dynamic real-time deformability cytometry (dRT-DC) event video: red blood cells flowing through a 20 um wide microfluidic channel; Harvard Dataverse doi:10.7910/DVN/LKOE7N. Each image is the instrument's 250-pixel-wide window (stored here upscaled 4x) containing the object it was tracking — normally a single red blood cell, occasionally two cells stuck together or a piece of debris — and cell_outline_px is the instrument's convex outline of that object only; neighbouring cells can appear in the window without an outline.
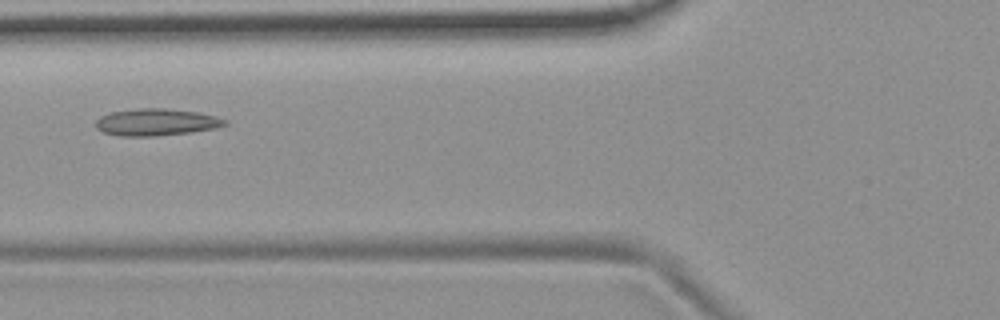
{"species": "common noctule bat (a hibernating species)", "species_latin": "Nyctalus noctula", "temperature_condition": "room temperature", "stored_images_in_passage": 51, "camera_frame_rate_fps": 3000, "um_per_image_px": 0.085, "animal": {"sex": "female", "body_mass_g": 19.9}, "frame": {"image": 1, "passage_image": 18, "time_ms": 5.667, "image_size_px": [1000, 320], "cell_outline_px": [[228, 124], [216, 128], [192, 132], [156, 136], [120, 136], [104, 132], [96, 128], [96, 120], [100, 116], [112, 112], [140, 108], [164, 108], [196, 112], [216, 116], [228, 120]], "centroid_in_image_um": [13.31, 10.39], "position_along_channel_um": 112.5, "area_um2": 20.29}}
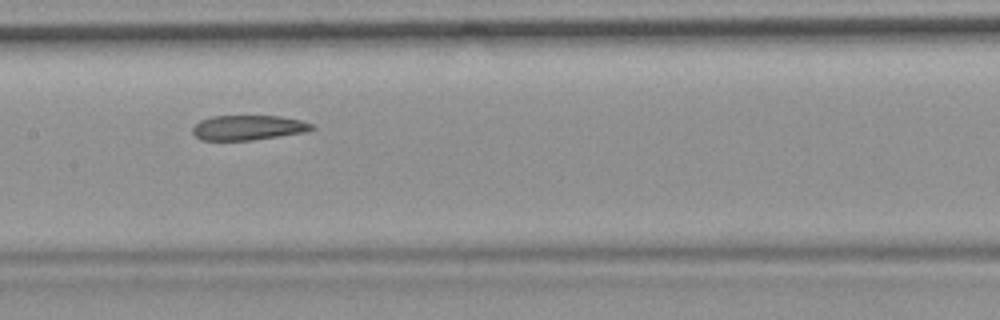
{"frame": {"image": 2, "passage_image": 24, "time_ms": 7.667, "image_size_px": [1000, 320], "cell_outline_px": [[316, 128], [304, 132], [280, 136], [252, 140], [200, 140], [192, 132], [192, 128], [200, 120], [212, 116], [280, 116], [300, 120], [312, 124]], "centroid_in_image_um": [21.08, 10.85], "position_along_channel_um": 186.3, "area_um2": 17.22}}
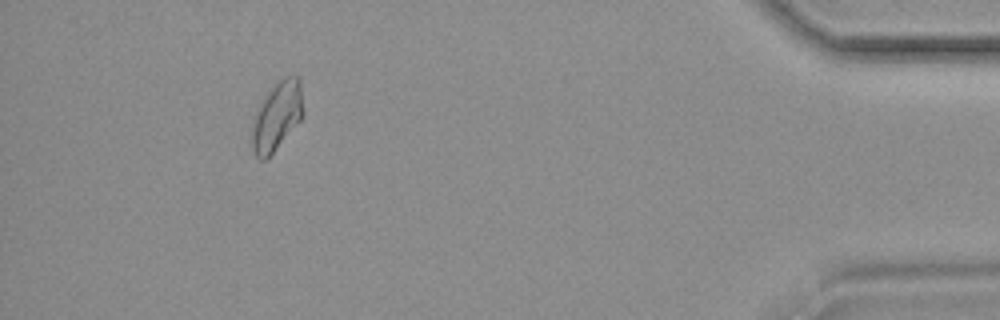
{"frame": {"image": 3, "passage_image": 47, "time_ms": 15.333, "image_size_px": [1000, 320], "cell_outline_px": [[304, 116], [272, 152], [264, 160], [260, 160], [252, 152], [252, 120], [264, 96], [284, 76], [300, 76], [304, 112]], "centroid_in_image_um": [23.55, 9.85], "position_along_channel_um": 411.7, "area_um2": 20.35}, "authors_computed_cell_mechanics": {"area_um2": 19.4786, "velocity_mm_per_s": 3.6944, "shape_relaxation_time_tau1_ms": null, "shape_relaxation_time_tau2_ms": 5.1776, "deformation_change_tau1": null, "deformation_change_tau2": 0.122}}